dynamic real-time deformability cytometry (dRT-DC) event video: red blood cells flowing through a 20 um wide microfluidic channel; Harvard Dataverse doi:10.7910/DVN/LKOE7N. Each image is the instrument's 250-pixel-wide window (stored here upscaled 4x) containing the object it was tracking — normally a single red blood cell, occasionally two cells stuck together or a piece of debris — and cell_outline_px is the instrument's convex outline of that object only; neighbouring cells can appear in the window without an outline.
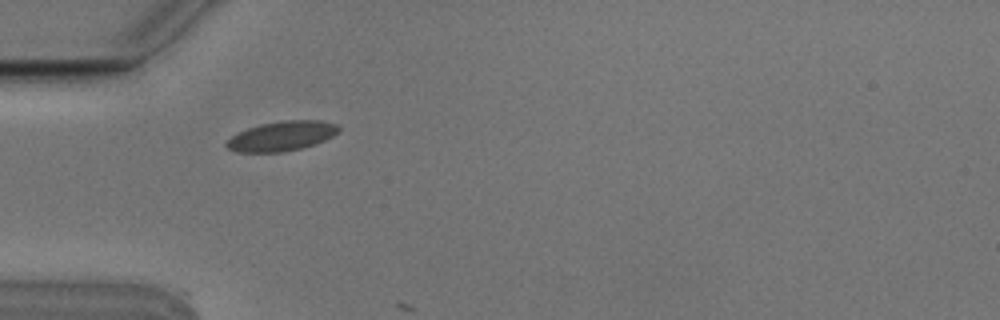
{"species": "Egyptian fruit bat (a non-hibernating species)", "species_latin": "Rousettus aegyptiacus", "temperature_condition": "cold", "stored_images_in_passage": 2, "camera_frame_rate_fps": 3000, "um_per_image_px": 0.085, "animal": {"sex": "male"}, "frame": {"image": 1, "passage_image": 1, "time_ms": 0.0, "image_size_px": [1000, 320], "cell_outline_px": [[340, 128], [332, 136], [324, 140], [300, 148], [280, 152], [236, 152], [228, 148], [224, 144], [232, 136], [248, 128], [260, 124], [284, 120], [320, 120], [336, 124]], "centroid_in_image_um": [23.92, 11.56], "position_along_channel_um": 61.1, "area_um2": 19.07}}